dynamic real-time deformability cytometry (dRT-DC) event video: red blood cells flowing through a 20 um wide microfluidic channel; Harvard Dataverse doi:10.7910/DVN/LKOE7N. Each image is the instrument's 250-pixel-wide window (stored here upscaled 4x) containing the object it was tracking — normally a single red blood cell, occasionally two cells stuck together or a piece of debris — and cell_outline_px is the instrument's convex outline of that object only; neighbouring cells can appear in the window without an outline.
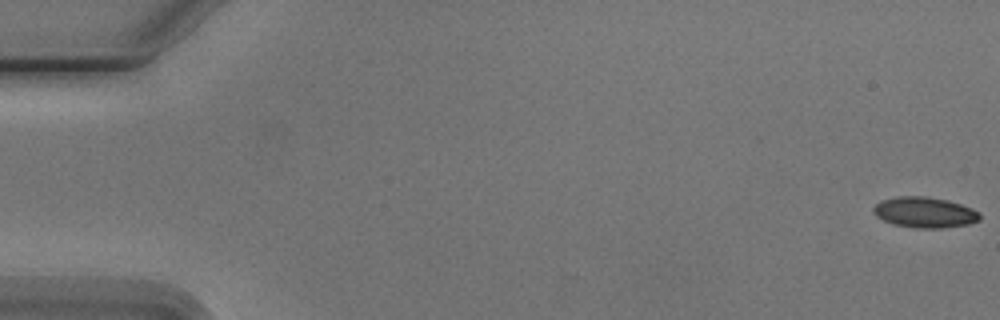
{"species": "Egyptian fruit bat (a non-hibernating species)", "species_latin": "Rousettus aegyptiacus", "temperature_condition": "cold", "stored_images_in_passage": 10, "camera_frame_rate_fps": 3000, "um_per_image_px": 0.085, "animal": {"sex": "male"}, "frame": {"image": 1, "passage_image": 1, "time_ms": 0.0, "image_size_px": [1000, 320], "cell_outline_px": [[980, 220], [968, 224], [940, 228], [916, 228], [892, 224], [876, 216], [872, 212], [872, 208], [880, 200], [896, 196], [924, 196], [948, 200], [972, 208], [980, 212]], "centroid_in_image_um": [78.57, 18.04], "position_along_channel_um": 6.4, "area_um2": 19.13}}
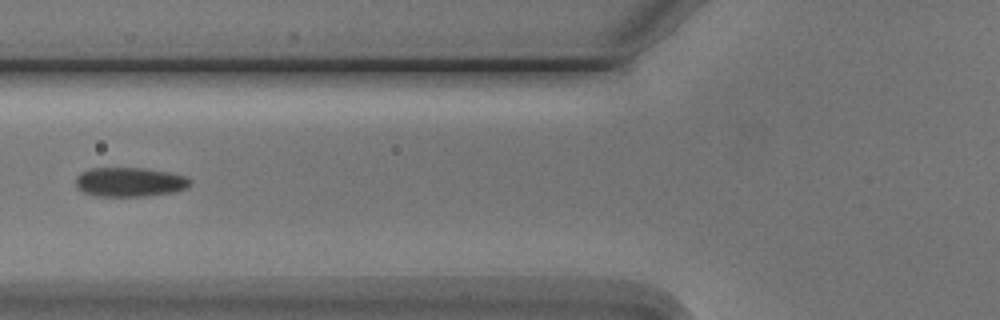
{"frame": {"image": 2, "passage_image": 6, "time_ms": 7.0, "image_size_px": [1000, 320], "cell_outline_px": [[192, 184], [188, 188], [176, 192], [148, 196], [96, 196], [84, 192], [76, 188], [76, 176], [80, 172], [92, 168], [144, 168], [168, 172], [184, 176], [192, 180]], "centroid_in_image_um": [11.05, 15.48], "position_along_channel_um": 114.8, "area_um2": 19.77}}
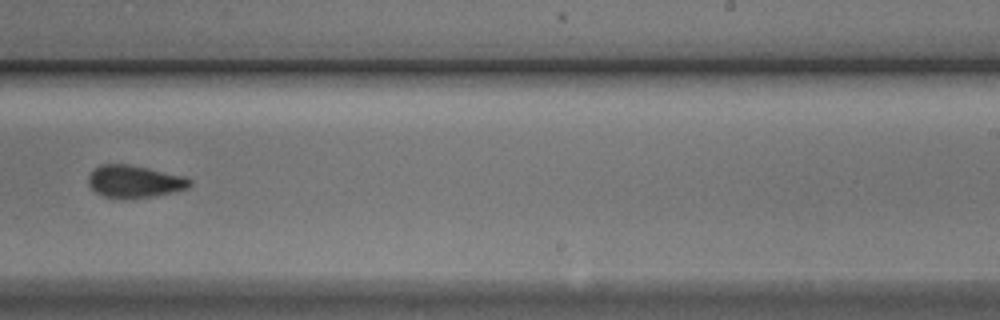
{"frame": {"image": 3, "passage_image": 10, "time_ms": 11.333, "image_size_px": [1000, 320], "cell_outline_px": [[192, 184], [188, 188], [172, 192], [152, 196], [104, 196], [96, 192], [88, 184], [88, 176], [100, 164], [128, 164], [184, 176], [192, 180]], "centroid_in_image_um": [11.45, 15.39], "position_along_channel_um": 277.6, "area_um2": 18.44}}